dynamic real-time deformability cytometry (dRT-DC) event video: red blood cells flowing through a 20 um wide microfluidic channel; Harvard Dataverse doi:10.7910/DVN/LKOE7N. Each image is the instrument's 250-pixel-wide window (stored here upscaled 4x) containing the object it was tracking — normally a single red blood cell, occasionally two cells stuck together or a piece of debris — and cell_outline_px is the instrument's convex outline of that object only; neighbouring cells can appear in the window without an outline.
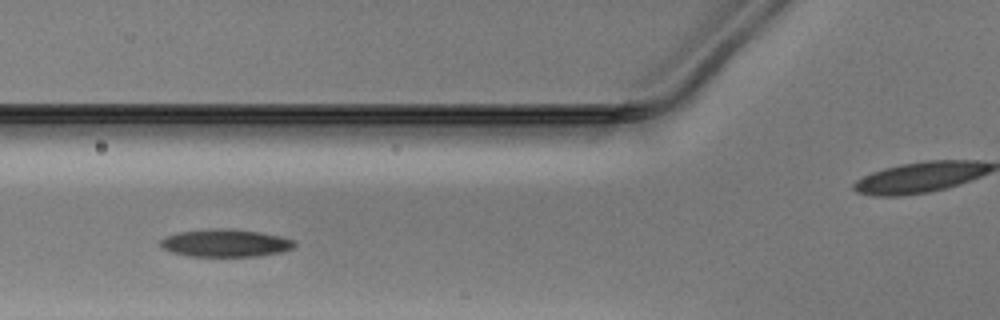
{"species": "Egyptian fruit bat (a non-hibernating species)", "species_latin": "Rousettus aegyptiacus", "temperature_condition": "warm", "stored_images_in_passage": 36, "camera_frame_rate_fps": 3000, "um_per_image_px": 0.085, "animal": {"sex": "male"}, "frame": {"image": 1, "passage_image": 5, "time_ms": 1.333, "image_size_px": [1000, 320], "cell_outline_px": [[296, 244], [292, 248], [280, 252], [256, 256], [188, 256], [168, 252], [160, 248], [160, 240], [164, 236], [180, 232], [212, 228], [228, 228], [260, 232], [280, 236], [296, 240]], "centroid_in_image_um": [19.11, 20.65], "position_along_channel_um": 106.7, "area_um2": 21.79}}
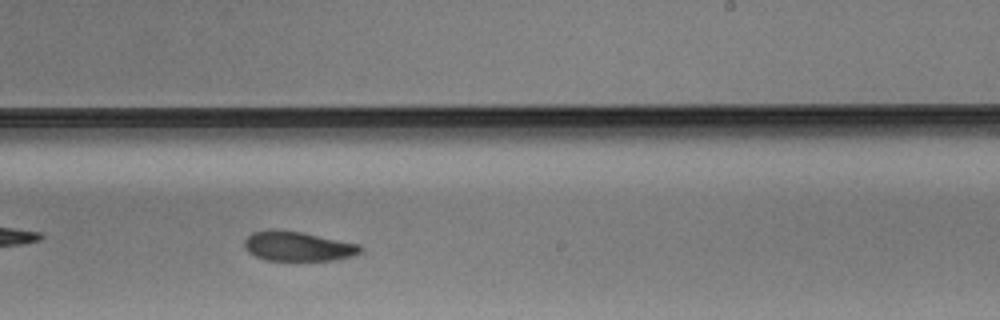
{"frame": {"image": 2, "passage_image": 17, "time_ms": 5.333, "image_size_px": [1000, 320], "cell_outline_px": [[360, 252], [352, 256], [332, 260], [264, 260], [248, 252], [244, 248], [244, 240], [252, 232], [300, 232], [360, 244]], "centroid_in_image_um": [25.32, 20.97], "position_along_channel_um": 263.7, "area_um2": 19.25}}
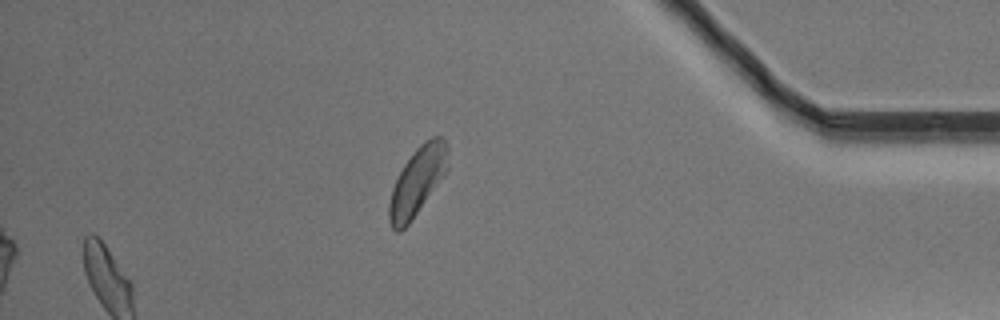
{"frame": {"image": 3, "passage_image": 36, "time_ms": 11.667, "image_size_px": [1000, 320], "cell_outline_px": [[448, 168], [408, 224], [400, 232], [396, 232], [392, 228], [388, 220], [388, 204], [392, 188], [404, 164], [416, 148], [424, 140], [432, 136], [444, 136], [448, 144]], "centroid_in_image_um": [35.47, 15.36], "position_along_channel_um": 399.7, "area_um2": 23.06}}